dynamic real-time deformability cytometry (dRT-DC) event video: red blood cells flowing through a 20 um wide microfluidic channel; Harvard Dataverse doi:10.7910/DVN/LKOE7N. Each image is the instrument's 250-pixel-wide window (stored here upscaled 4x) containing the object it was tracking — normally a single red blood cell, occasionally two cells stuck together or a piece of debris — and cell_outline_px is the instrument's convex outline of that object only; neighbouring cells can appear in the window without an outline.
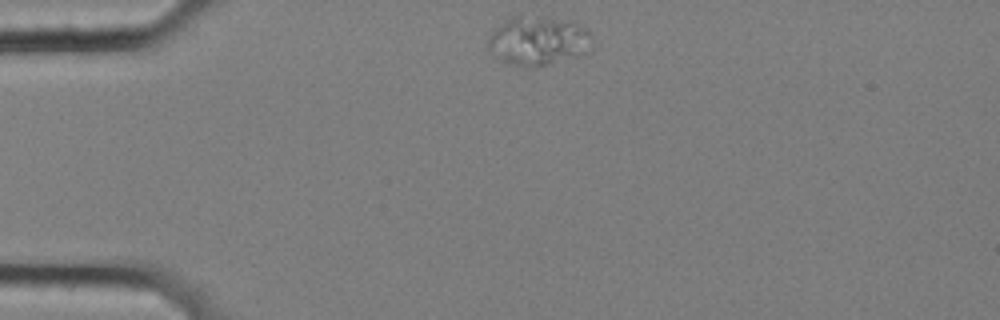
{"species": "common noctule bat (a hibernating species)", "species_latin": "Nyctalus noctula", "temperature_condition": "cold", "stored_images_in_passage": 47, "camera_frame_rate_fps": 3000, "um_per_image_px": 0.085, "animal": {"sex": "female", "body_mass_g": 25.1}, "frame": {"image": 1, "passage_image": 1, "time_ms": 0.0, "image_size_px": [1000, 320], "cell_outline_px": [[592, 40], [588, 52], [580, 56], [548, 64], [528, 68], [524, 68], [508, 64], [500, 60], [488, 48], [488, 40], [492, 32], [504, 20], [512, 16], [520, 16], [572, 20], [584, 28], [588, 32]], "centroid_in_image_um": [45.74, 3.49], "position_along_channel_um": 39.3, "area_um2": 29.71}}
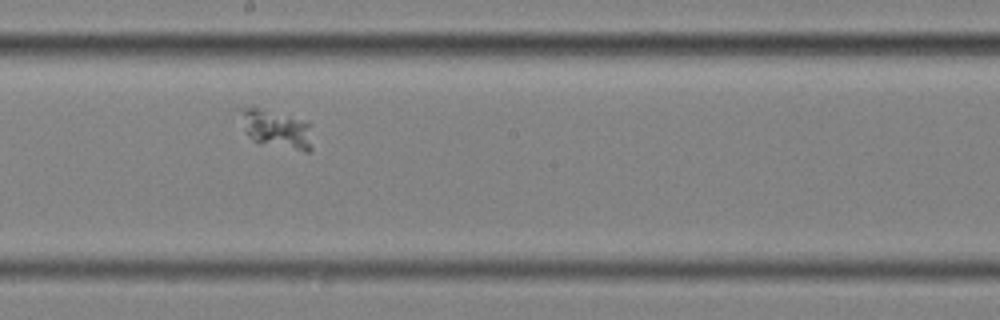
{"frame": {"image": 2, "passage_image": 21, "time_ms": 6.667, "image_size_px": [1000, 320], "cell_outline_px": [[312, 148], [308, 152], [304, 152], [260, 144], [252, 140], [244, 132], [240, 108], [256, 108], [288, 116], [308, 124]], "centroid_in_image_um": [23.46, 11.04], "position_along_channel_um": 224.7, "area_um2": 15.66}}
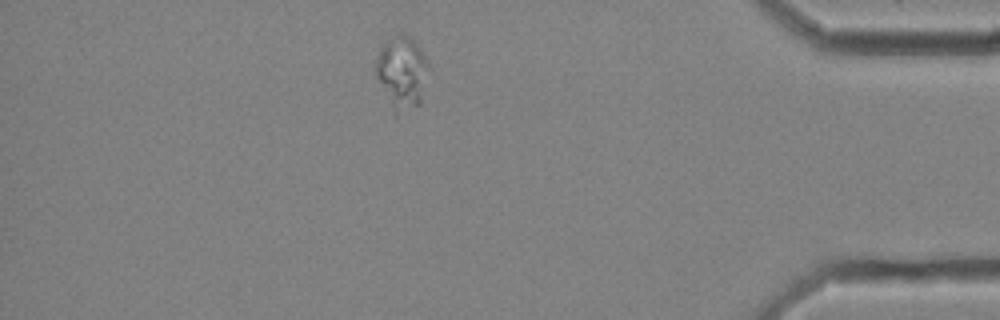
{"frame": {"image": 3, "passage_image": 40, "time_ms": 13.0, "image_size_px": [1000, 320], "cell_outline_px": [[428, 68], [420, 104], [396, 120], [392, 112], [376, 76], [376, 56], [380, 44], [396, 32], [404, 32], [420, 48], [428, 60]], "centroid_in_image_um": [34.12, 6.2], "position_along_channel_um": 401.1, "area_um2": 23.18}}